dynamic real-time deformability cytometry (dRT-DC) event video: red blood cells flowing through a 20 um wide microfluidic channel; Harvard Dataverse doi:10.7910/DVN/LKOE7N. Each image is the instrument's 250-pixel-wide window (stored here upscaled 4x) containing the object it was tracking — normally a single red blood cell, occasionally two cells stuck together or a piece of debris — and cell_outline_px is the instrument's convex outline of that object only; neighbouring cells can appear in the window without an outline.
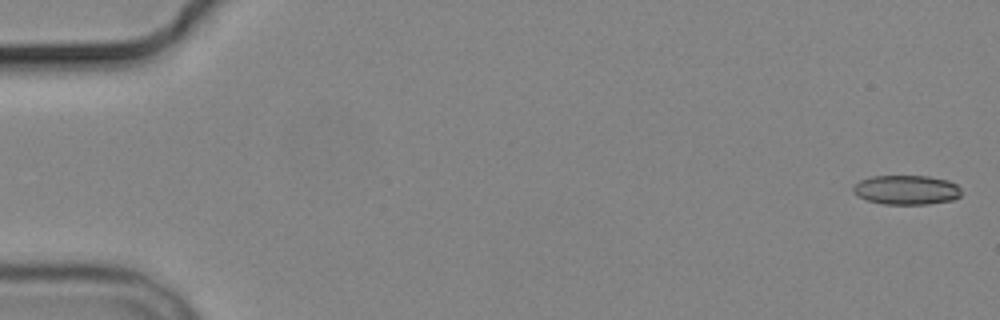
{"species": "common noctule bat (a hibernating species)", "species_latin": "Nyctalus noctula", "temperature_condition": "cold", "stored_images_in_passage": 6, "camera_frame_rate_fps": 3000, "um_per_image_px": 0.085, "animal": {"sex": "male", "body_mass_g": 19.2, "forearm_length_mm": 51.8}, "frame": {"image": 1, "passage_image": 1, "time_ms": 0.0, "image_size_px": [1000, 320], "cell_outline_px": [[960, 196], [952, 200], [928, 204], [884, 204], [868, 200], [852, 192], [852, 188], [860, 180], [872, 176], [928, 176], [948, 180], [956, 184], [960, 188]], "centroid_in_image_um": [77.06, 16.13], "position_along_channel_um": 7.9, "area_um2": 18.44}}
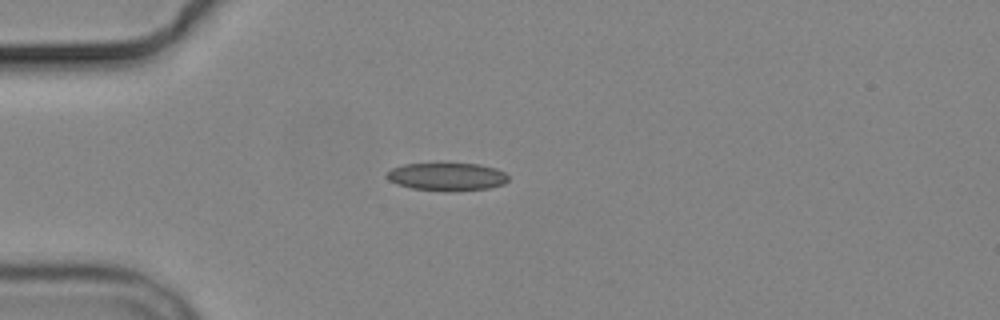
{"frame": {"image": 2, "passage_image": 5, "time_ms": 4.667, "image_size_px": [1000, 320], "cell_outline_px": [[508, 180], [504, 184], [488, 188], [452, 192], [444, 192], [412, 188], [396, 184], [388, 180], [384, 176], [392, 168], [404, 164], [444, 160], [480, 164], [496, 168], [504, 172], [508, 176]], "centroid_in_image_um": [37.96, 14.97], "position_along_channel_um": 47.0, "area_um2": 21.04}}